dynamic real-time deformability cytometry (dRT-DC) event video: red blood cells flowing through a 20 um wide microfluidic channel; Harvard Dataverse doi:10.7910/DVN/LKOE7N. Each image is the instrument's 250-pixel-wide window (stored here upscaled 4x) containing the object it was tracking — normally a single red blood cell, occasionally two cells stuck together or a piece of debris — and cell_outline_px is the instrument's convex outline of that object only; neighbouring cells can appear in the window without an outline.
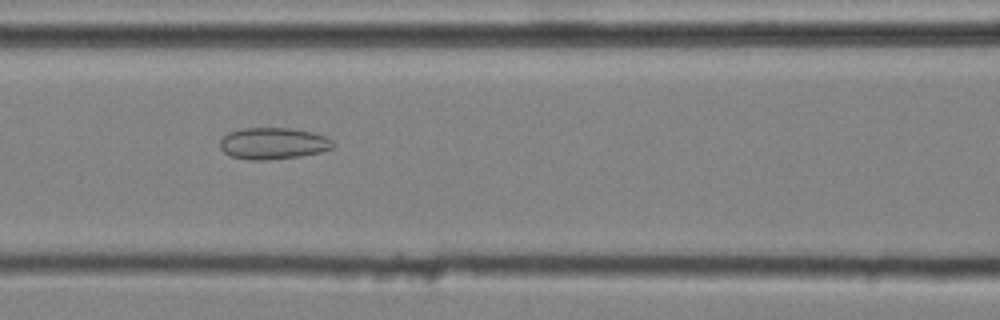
{"species": "common noctule bat (a hibernating species)", "species_latin": "Nyctalus noctula", "temperature_condition": "cold", "stored_images_in_passage": 24, "camera_frame_rate_fps": 3000, "um_per_image_px": 0.085, "animal": {"sex": "male", "body_mass_g": 20.4}, "frame": {"image": 1, "passage_image": 6, "time_ms": 1.667, "image_size_px": [1000, 320], "cell_outline_px": [[332, 148], [320, 152], [300, 156], [264, 160], [248, 160], [232, 156], [224, 152], [220, 148], [220, 140], [228, 132], [244, 128], [288, 128], [312, 132], [324, 136], [332, 140]], "centroid_in_image_um": [23.18, 12.19], "position_along_channel_um": 143.4, "area_um2": 20.63}}
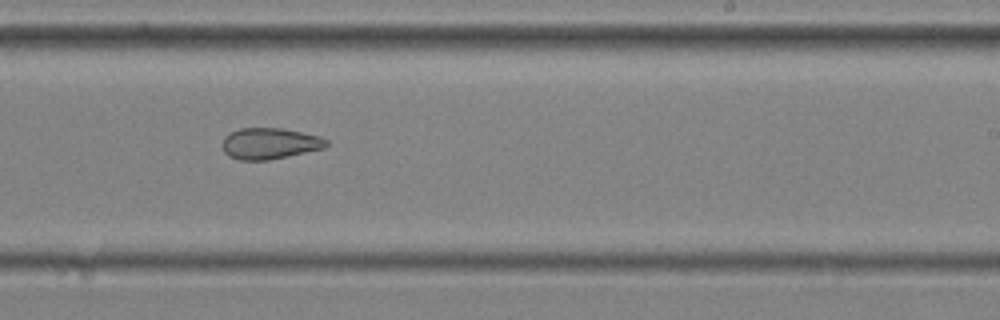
{"frame": {"image": 2, "passage_image": 15, "time_ms": 4.667, "image_size_px": [1000, 320], "cell_outline_px": [[328, 144], [324, 148], [288, 156], [268, 160], [240, 160], [228, 156], [224, 152], [224, 136], [228, 132], [240, 128], [280, 128], [320, 136], [328, 140]], "centroid_in_image_um": [22.91, 12.19], "position_along_channel_um": 266.1, "area_um2": 18.84}}
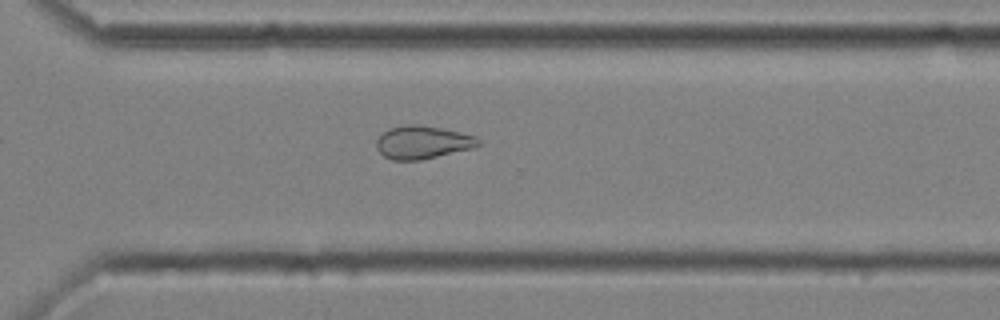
{"frame": {"image": 3, "passage_image": 20, "time_ms": 6.333, "image_size_px": [1000, 320], "cell_outline_px": [[484, 144], [476, 148], [420, 160], [392, 160], [384, 156], [376, 148], [376, 140], [388, 128], [404, 124], [420, 124], [440, 128], [476, 136]], "centroid_in_image_um": [35.95, 12.1], "position_along_channel_um": 334.6, "area_um2": 19.88}}